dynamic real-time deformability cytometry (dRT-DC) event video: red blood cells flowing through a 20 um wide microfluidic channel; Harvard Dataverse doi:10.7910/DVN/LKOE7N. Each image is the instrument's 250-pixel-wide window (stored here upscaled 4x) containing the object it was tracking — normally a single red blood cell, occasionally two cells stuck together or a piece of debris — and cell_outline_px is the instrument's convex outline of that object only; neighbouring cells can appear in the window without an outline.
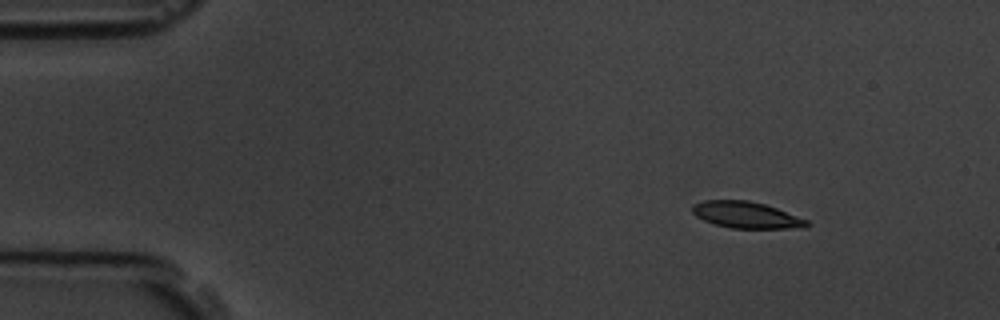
{"species": "common noctule bat (a hibernating species)", "species_latin": "Nyctalus noctula", "temperature_condition": "room temperature", "stored_images_in_passage": 6, "camera_frame_rate_fps": 3000, "um_per_image_px": 0.085, "animal": {"sex": "male", "body_mass_g": 19.5, "forearm_length_mm": 54.6}, "frame": {"image": 1, "passage_image": 2, "time_ms": 1.333, "image_size_px": [1000, 320], "cell_outline_px": [[812, 224], [804, 228], [732, 228], [716, 224], [704, 220], [696, 216], [692, 212], [692, 204], [704, 200], [748, 200], [764, 204], [776, 208], [808, 220]], "centroid_in_image_um": [63.44, 18.27], "position_along_channel_um": 21.6, "area_um2": 17.63}}
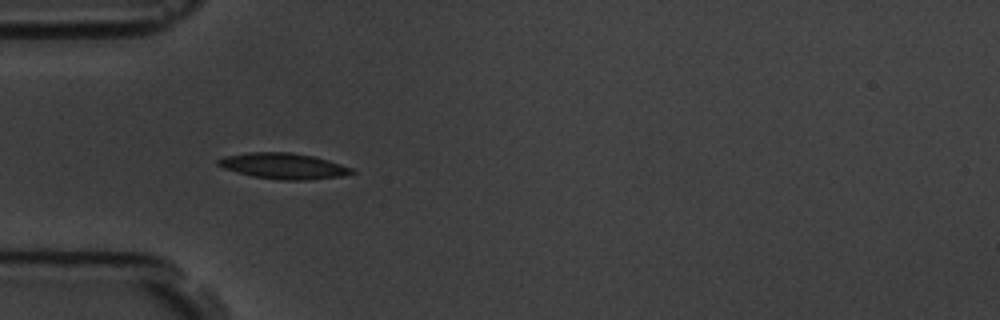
{"frame": {"image": 2, "passage_image": 5, "time_ms": 4.667, "image_size_px": [1000, 320], "cell_outline_px": [[356, 172], [344, 176], [308, 180], [280, 180], [252, 176], [236, 172], [224, 168], [216, 164], [216, 160], [224, 156], [248, 152], [288, 152], [312, 156], [328, 160], [356, 168]], "centroid_in_image_um": [24.13, 14.11], "position_along_channel_um": 60.9, "area_um2": 20.35}}
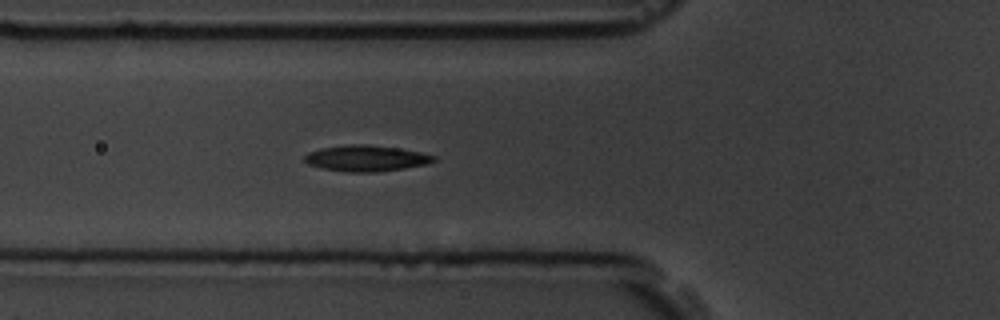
{"frame": {"image": 3, "passage_image": 6, "time_ms": 5.667, "image_size_px": [1000, 320], "cell_outline_px": [[436, 160], [428, 164], [404, 168], [376, 172], [348, 172], [324, 168], [308, 164], [304, 160], [304, 156], [308, 152], [320, 148], [348, 144], [368, 144], [400, 148], [420, 152], [436, 156]], "centroid_in_image_um": [31.13, 13.44], "position_along_channel_um": 94.7, "area_um2": 19.65}}